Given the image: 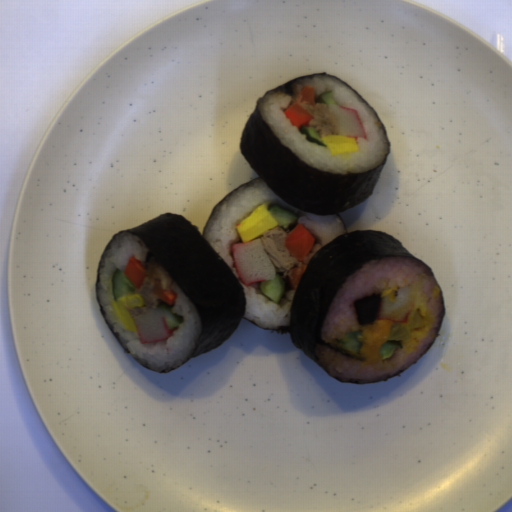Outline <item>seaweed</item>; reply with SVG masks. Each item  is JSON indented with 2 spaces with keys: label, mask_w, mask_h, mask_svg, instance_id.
<instances>
[{
  "label": "seaweed",
  "mask_w": 512,
  "mask_h": 512,
  "mask_svg": "<svg viewBox=\"0 0 512 512\" xmlns=\"http://www.w3.org/2000/svg\"><path fill=\"white\" fill-rule=\"evenodd\" d=\"M315 75L331 76L350 87L337 76L325 73L312 74L297 77L260 96L257 99L255 110L248 117L243 127L240 141L241 153L258 177L240 185L233 191L260 178L271 192L283 202L313 215H336L343 222L346 234L322 247L309 261L295 292L289 326L267 329L281 334L288 333L293 346L301 350L323 369L317 358L316 345L319 343L327 348L339 351L323 340L321 332L328 307L335 292L343 282L373 259L403 257L426 263L412 255L399 241L387 233L371 229L348 232L339 214L360 204L372 195L379 175L389 157L390 142L389 151L378 167L363 174L335 175L314 170L297 159L277 140L261 117L258 109L261 98L277 90L292 96L291 88L294 83ZM371 110L377 116L389 141L387 131L380 117L372 108ZM230 193L213 207L203 232L214 210ZM123 232L134 234L146 245L149 251L146 268H148L150 259L156 257L196 307L201 317L202 330L195 352L189 360L222 345L233 335L242 319L257 326L242 318L246 309L244 290L229 265L203 238V232L201 234L196 226L182 215L167 212L143 224L122 229L111 237L104 248L97 268L95 292L99 310L112 333L113 331L99 306L97 295L98 269L106 249L114 238ZM427 267L433 274L443 297V291L432 269L428 265ZM445 315L443 297V315L437 337ZM113 335L115 336L114 333ZM435 341L429 350L433 347ZM121 347L130 356L122 345ZM339 352L348 356L341 351ZM426 353L410 367L419 362ZM132 359L144 369L163 373L149 369L134 358ZM326 373L331 376L328 372ZM331 377L340 383H352ZM387 379L354 384H372Z\"/></svg>",
  "instance_id": "1"
}]
</instances>
